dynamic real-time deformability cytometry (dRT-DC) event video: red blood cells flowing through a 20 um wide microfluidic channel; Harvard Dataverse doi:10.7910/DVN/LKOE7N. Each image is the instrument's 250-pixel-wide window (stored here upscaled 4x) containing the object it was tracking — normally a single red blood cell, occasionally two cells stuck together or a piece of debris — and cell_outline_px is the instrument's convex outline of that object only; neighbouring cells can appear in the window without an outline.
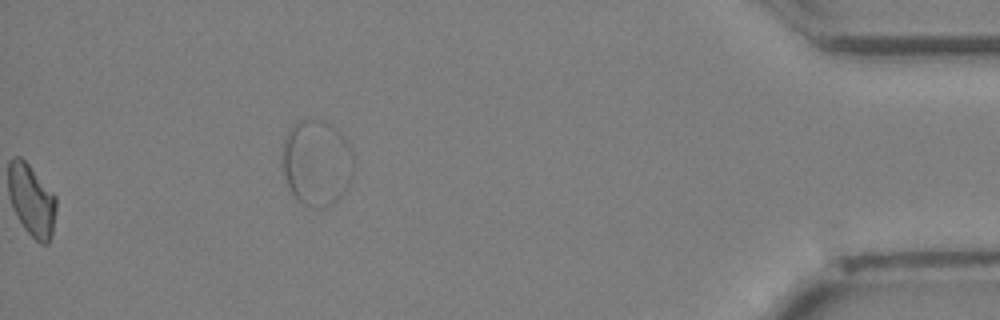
{"species": "Egyptian fruit bat (a non-hibernating species)", "species_latin": "Rousettus aegyptiacus", "temperature_condition": "cold", "stored_images_in_passage": 36, "segment_of_instrument_passage": [2, 2], "camera_frame_rate_fps": 3000, "um_per_image_px": 0.085, "animal": {"sex": "female"}, "frame": {"image": 1, "passage_image": 36, "time_ms": 11.667, "image_size_px": [1000, 320], "cell_outline_px": [[348, 184], [344, 192], [332, 204], [320, 208], [316, 208], [304, 204], [292, 192], [284, 176], [280, 164], [280, 156], [284, 140], [288, 132], [300, 120], [324, 120], [332, 124], [340, 132], [344, 140]], "centroid_in_image_um": [26.77, 13.83], "position_along_channel_um": 408.4, "area_um2": 34.04}}